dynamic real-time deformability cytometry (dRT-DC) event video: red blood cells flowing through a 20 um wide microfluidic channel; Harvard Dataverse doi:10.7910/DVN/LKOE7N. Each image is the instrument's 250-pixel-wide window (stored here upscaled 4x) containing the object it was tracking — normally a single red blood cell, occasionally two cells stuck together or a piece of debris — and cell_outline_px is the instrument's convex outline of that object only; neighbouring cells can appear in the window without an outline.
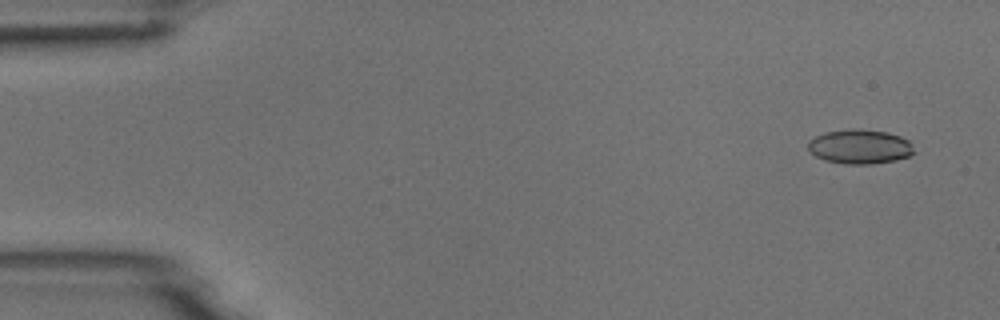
{"species": "common noctule bat (a hibernating species)", "species_latin": "Nyctalus noctula", "temperature_condition": "room temperature", "stored_images_in_passage": 4, "camera_frame_rate_fps": 3000, "um_per_image_px": 0.085, "animal": {"sex": "male", "body_mass_g": 18.8}, "frame": {"image": 1, "passage_image": 1, "time_ms": 0.0, "image_size_px": [1000, 320], "cell_outline_px": [[916, 152], [908, 156], [896, 160], [872, 164], [844, 164], [824, 160], [808, 152], [808, 140], [824, 132], [852, 128], [856, 128], [888, 132], [900, 136], [908, 140], [912, 144]], "centroid_in_image_um": [73.08, 12.46], "position_along_channel_um": 11.9, "area_um2": 21.56}}
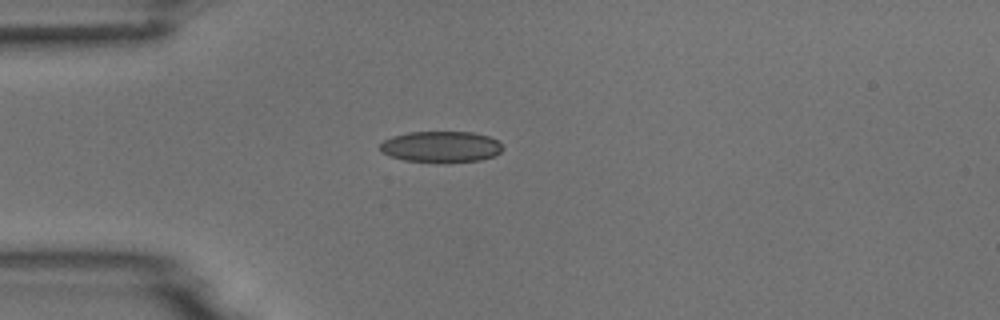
{"frame": {"image": 2, "passage_image": 4, "time_ms": 3.667, "image_size_px": [1000, 320], "cell_outline_px": [[504, 148], [500, 152], [492, 156], [480, 160], [404, 160], [380, 152], [380, 144], [384, 140], [392, 136], [408, 132], [472, 132], [488, 136], [496, 140]], "centroid_in_image_um": [37.46, 12.43], "position_along_channel_um": 47.5, "area_um2": 21.44}}